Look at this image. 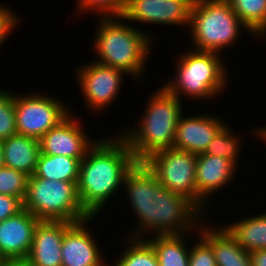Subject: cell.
I'll return each instance as SVG.
<instances>
[{
  "mask_svg": "<svg viewBox=\"0 0 266 266\" xmlns=\"http://www.w3.org/2000/svg\"><path fill=\"white\" fill-rule=\"evenodd\" d=\"M181 114L175 133L173 148L195 155L205 153L215 135L227 124L220 115L202 113ZM223 119V120H222Z\"/></svg>",
  "mask_w": 266,
  "mask_h": 266,
  "instance_id": "15",
  "label": "cell"
},
{
  "mask_svg": "<svg viewBox=\"0 0 266 266\" xmlns=\"http://www.w3.org/2000/svg\"><path fill=\"white\" fill-rule=\"evenodd\" d=\"M98 137L80 162L77 192L83 209L96 217L123 187L127 171L136 162L127 141L117 132ZM120 188V189H119Z\"/></svg>",
  "mask_w": 266,
  "mask_h": 266,
  "instance_id": "2",
  "label": "cell"
},
{
  "mask_svg": "<svg viewBox=\"0 0 266 266\" xmlns=\"http://www.w3.org/2000/svg\"><path fill=\"white\" fill-rule=\"evenodd\" d=\"M41 153L39 140L15 134L3 140L4 165L28 177L35 173Z\"/></svg>",
  "mask_w": 266,
  "mask_h": 266,
  "instance_id": "19",
  "label": "cell"
},
{
  "mask_svg": "<svg viewBox=\"0 0 266 266\" xmlns=\"http://www.w3.org/2000/svg\"><path fill=\"white\" fill-rule=\"evenodd\" d=\"M238 169L239 167L226 158L204 153L197 155L196 207L205 217L206 212L208 217V206L212 203L210 199L216 192L231 184Z\"/></svg>",
  "mask_w": 266,
  "mask_h": 266,
  "instance_id": "13",
  "label": "cell"
},
{
  "mask_svg": "<svg viewBox=\"0 0 266 266\" xmlns=\"http://www.w3.org/2000/svg\"><path fill=\"white\" fill-rule=\"evenodd\" d=\"M227 1L256 39H259L260 42L264 41V39L266 40V0Z\"/></svg>",
  "mask_w": 266,
  "mask_h": 266,
  "instance_id": "23",
  "label": "cell"
},
{
  "mask_svg": "<svg viewBox=\"0 0 266 266\" xmlns=\"http://www.w3.org/2000/svg\"><path fill=\"white\" fill-rule=\"evenodd\" d=\"M146 100L145 110L135 125L117 131L127 141L136 162H144L153 153L173 148L177 124L184 112L183 102L162 85Z\"/></svg>",
  "mask_w": 266,
  "mask_h": 266,
  "instance_id": "4",
  "label": "cell"
},
{
  "mask_svg": "<svg viewBox=\"0 0 266 266\" xmlns=\"http://www.w3.org/2000/svg\"><path fill=\"white\" fill-rule=\"evenodd\" d=\"M205 220L198 225L199 234L212 246L216 266H252L250 253L234 240L222 224L216 227L211 222L206 224Z\"/></svg>",
  "mask_w": 266,
  "mask_h": 266,
  "instance_id": "18",
  "label": "cell"
},
{
  "mask_svg": "<svg viewBox=\"0 0 266 266\" xmlns=\"http://www.w3.org/2000/svg\"><path fill=\"white\" fill-rule=\"evenodd\" d=\"M43 93L34 90L27 94L14 92L18 134L39 140L71 113V108L64 103L66 101Z\"/></svg>",
  "mask_w": 266,
  "mask_h": 266,
  "instance_id": "8",
  "label": "cell"
},
{
  "mask_svg": "<svg viewBox=\"0 0 266 266\" xmlns=\"http://www.w3.org/2000/svg\"><path fill=\"white\" fill-rule=\"evenodd\" d=\"M66 221L40 220L34 231L27 257L30 266H61V245L65 231L72 225Z\"/></svg>",
  "mask_w": 266,
  "mask_h": 266,
  "instance_id": "17",
  "label": "cell"
},
{
  "mask_svg": "<svg viewBox=\"0 0 266 266\" xmlns=\"http://www.w3.org/2000/svg\"><path fill=\"white\" fill-rule=\"evenodd\" d=\"M188 49L179 56L177 54L176 64L173 65L176 67L175 75L171 74L172 79L169 78L162 86L181 101L183 98L197 100V103L199 100L205 102L219 99L230 85L231 74L228 72L226 58L214 52L190 50V47Z\"/></svg>",
  "mask_w": 266,
  "mask_h": 266,
  "instance_id": "5",
  "label": "cell"
},
{
  "mask_svg": "<svg viewBox=\"0 0 266 266\" xmlns=\"http://www.w3.org/2000/svg\"><path fill=\"white\" fill-rule=\"evenodd\" d=\"M194 0H127L122 17L129 23L189 28ZM139 23V24H137Z\"/></svg>",
  "mask_w": 266,
  "mask_h": 266,
  "instance_id": "11",
  "label": "cell"
},
{
  "mask_svg": "<svg viewBox=\"0 0 266 266\" xmlns=\"http://www.w3.org/2000/svg\"><path fill=\"white\" fill-rule=\"evenodd\" d=\"M196 235L197 242L190 243L189 266H216L212 246L199 234V226Z\"/></svg>",
  "mask_w": 266,
  "mask_h": 266,
  "instance_id": "29",
  "label": "cell"
},
{
  "mask_svg": "<svg viewBox=\"0 0 266 266\" xmlns=\"http://www.w3.org/2000/svg\"><path fill=\"white\" fill-rule=\"evenodd\" d=\"M81 121L71 112L39 139L41 153L83 159L97 140L86 133Z\"/></svg>",
  "mask_w": 266,
  "mask_h": 266,
  "instance_id": "12",
  "label": "cell"
},
{
  "mask_svg": "<svg viewBox=\"0 0 266 266\" xmlns=\"http://www.w3.org/2000/svg\"><path fill=\"white\" fill-rule=\"evenodd\" d=\"M193 233L196 234L188 232L181 235H154L148 236L146 240L152 245L159 266H189L188 241L194 237Z\"/></svg>",
  "mask_w": 266,
  "mask_h": 266,
  "instance_id": "21",
  "label": "cell"
},
{
  "mask_svg": "<svg viewBox=\"0 0 266 266\" xmlns=\"http://www.w3.org/2000/svg\"><path fill=\"white\" fill-rule=\"evenodd\" d=\"M92 61L93 59L84 65L77 66L74 73L82 101H85L88 112L92 111L98 116L99 112L104 113L120 96V89L127 74L114 67Z\"/></svg>",
  "mask_w": 266,
  "mask_h": 266,
  "instance_id": "9",
  "label": "cell"
},
{
  "mask_svg": "<svg viewBox=\"0 0 266 266\" xmlns=\"http://www.w3.org/2000/svg\"><path fill=\"white\" fill-rule=\"evenodd\" d=\"M96 22V34L91 40L93 51L98 55L94 61L119 69L135 81L141 80L149 66L147 63L155 45L154 36L122 16L99 17Z\"/></svg>",
  "mask_w": 266,
  "mask_h": 266,
  "instance_id": "3",
  "label": "cell"
},
{
  "mask_svg": "<svg viewBox=\"0 0 266 266\" xmlns=\"http://www.w3.org/2000/svg\"><path fill=\"white\" fill-rule=\"evenodd\" d=\"M242 30L255 40L227 0H194L187 30L193 47L190 49L222 55L224 49L240 41Z\"/></svg>",
  "mask_w": 266,
  "mask_h": 266,
  "instance_id": "6",
  "label": "cell"
},
{
  "mask_svg": "<svg viewBox=\"0 0 266 266\" xmlns=\"http://www.w3.org/2000/svg\"><path fill=\"white\" fill-rule=\"evenodd\" d=\"M252 266H266V249L255 250L250 253Z\"/></svg>",
  "mask_w": 266,
  "mask_h": 266,
  "instance_id": "32",
  "label": "cell"
},
{
  "mask_svg": "<svg viewBox=\"0 0 266 266\" xmlns=\"http://www.w3.org/2000/svg\"><path fill=\"white\" fill-rule=\"evenodd\" d=\"M0 266H30L27 258L2 259Z\"/></svg>",
  "mask_w": 266,
  "mask_h": 266,
  "instance_id": "33",
  "label": "cell"
},
{
  "mask_svg": "<svg viewBox=\"0 0 266 266\" xmlns=\"http://www.w3.org/2000/svg\"><path fill=\"white\" fill-rule=\"evenodd\" d=\"M241 140V136L235 133L231 125L227 123L209 143L204 154L226 158L238 167L242 152L243 140Z\"/></svg>",
  "mask_w": 266,
  "mask_h": 266,
  "instance_id": "25",
  "label": "cell"
},
{
  "mask_svg": "<svg viewBox=\"0 0 266 266\" xmlns=\"http://www.w3.org/2000/svg\"><path fill=\"white\" fill-rule=\"evenodd\" d=\"M17 134L14 93L0 88V139Z\"/></svg>",
  "mask_w": 266,
  "mask_h": 266,
  "instance_id": "28",
  "label": "cell"
},
{
  "mask_svg": "<svg viewBox=\"0 0 266 266\" xmlns=\"http://www.w3.org/2000/svg\"><path fill=\"white\" fill-rule=\"evenodd\" d=\"M23 208L40 220L77 223L91 217L82 207L77 184L28 177Z\"/></svg>",
  "mask_w": 266,
  "mask_h": 266,
  "instance_id": "7",
  "label": "cell"
},
{
  "mask_svg": "<svg viewBox=\"0 0 266 266\" xmlns=\"http://www.w3.org/2000/svg\"><path fill=\"white\" fill-rule=\"evenodd\" d=\"M81 160L64 155L40 153L33 175L43 179L62 180L77 184Z\"/></svg>",
  "mask_w": 266,
  "mask_h": 266,
  "instance_id": "22",
  "label": "cell"
},
{
  "mask_svg": "<svg viewBox=\"0 0 266 266\" xmlns=\"http://www.w3.org/2000/svg\"><path fill=\"white\" fill-rule=\"evenodd\" d=\"M144 162L155 173L163 187L184 195L196 206L197 155L168 148L153 153Z\"/></svg>",
  "mask_w": 266,
  "mask_h": 266,
  "instance_id": "10",
  "label": "cell"
},
{
  "mask_svg": "<svg viewBox=\"0 0 266 266\" xmlns=\"http://www.w3.org/2000/svg\"><path fill=\"white\" fill-rule=\"evenodd\" d=\"M7 5L8 4L0 3V49L1 46H4L3 44L6 38H9L8 36H10L16 28H19L18 25L21 23L20 18H22L21 16L19 17L18 12L15 13V11Z\"/></svg>",
  "mask_w": 266,
  "mask_h": 266,
  "instance_id": "30",
  "label": "cell"
},
{
  "mask_svg": "<svg viewBox=\"0 0 266 266\" xmlns=\"http://www.w3.org/2000/svg\"><path fill=\"white\" fill-rule=\"evenodd\" d=\"M223 227L245 251L266 249V212L250 213L249 217L226 222Z\"/></svg>",
  "mask_w": 266,
  "mask_h": 266,
  "instance_id": "20",
  "label": "cell"
},
{
  "mask_svg": "<svg viewBox=\"0 0 266 266\" xmlns=\"http://www.w3.org/2000/svg\"><path fill=\"white\" fill-rule=\"evenodd\" d=\"M4 158H3V140L0 139V168L4 167Z\"/></svg>",
  "mask_w": 266,
  "mask_h": 266,
  "instance_id": "34",
  "label": "cell"
},
{
  "mask_svg": "<svg viewBox=\"0 0 266 266\" xmlns=\"http://www.w3.org/2000/svg\"><path fill=\"white\" fill-rule=\"evenodd\" d=\"M23 209V202L16 197L0 194V222Z\"/></svg>",
  "mask_w": 266,
  "mask_h": 266,
  "instance_id": "31",
  "label": "cell"
},
{
  "mask_svg": "<svg viewBox=\"0 0 266 266\" xmlns=\"http://www.w3.org/2000/svg\"><path fill=\"white\" fill-rule=\"evenodd\" d=\"M40 219L26 209L0 222V256L3 259L27 258L34 231Z\"/></svg>",
  "mask_w": 266,
  "mask_h": 266,
  "instance_id": "16",
  "label": "cell"
},
{
  "mask_svg": "<svg viewBox=\"0 0 266 266\" xmlns=\"http://www.w3.org/2000/svg\"><path fill=\"white\" fill-rule=\"evenodd\" d=\"M97 217L73 223L64 233L61 245V266H109L94 236L91 221ZM91 224V226H89ZM108 262V263H107Z\"/></svg>",
  "mask_w": 266,
  "mask_h": 266,
  "instance_id": "14",
  "label": "cell"
},
{
  "mask_svg": "<svg viewBox=\"0 0 266 266\" xmlns=\"http://www.w3.org/2000/svg\"><path fill=\"white\" fill-rule=\"evenodd\" d=\"M28 176L9 167L0 168V194L19 198L22 202L26 196Z\"/></svg>",
  "mask_w": 266,
  "mask_h": 266,
  "instance_id": "27",
  "label": "cell"
},
{
  "mask_svg": "<svg viewBox=\"0 0 266 266\" xmlns=\"http://www.w3.org/2000/svg\"><path fill=\"white\" fill-rule=\"evenodd\" d=\"M122 188L132 215L138 220L125 237L146 239L149 235L196 232L205 218L184 195L163 187L145 162L134 163L125 175Z\"/></svg>",
  "mask_w": 266,
  "mask_h": 266,
  "instance_id": "1",
  "label": "cell"
},
{
  "mask_svg": "<svg viewBox=\"0 0 266 266\" xmlns=\"http://www.w3.org/2000/svg\"><path fill=\"white\" fill-rule=\"evenodd\" d=\"M126 248L115 257L117 260L109 266H159L156 253L152 245L145 238L127 237Z\"/></svg>",
  "mask_w": 266,
  "mask_h": 266,
  "instance_id": "24",
  "label": "cell"
},
{
  "mask_svg": "<svg viewBox=\"0 0 266 266\" xmlns=\"http://www.w3.org/2000/svg\"><path fill=\"white\" fill-rule=\"evenodd\" d=\"M127 0H76L75 13L79 16L91 13L99 17L121 16L126 7Z\"/></svg>",
  "mask_w": 266,
  "mask_h": 266,
  "instance_id": "26",
  "label": "cell"
}]
</instances>
